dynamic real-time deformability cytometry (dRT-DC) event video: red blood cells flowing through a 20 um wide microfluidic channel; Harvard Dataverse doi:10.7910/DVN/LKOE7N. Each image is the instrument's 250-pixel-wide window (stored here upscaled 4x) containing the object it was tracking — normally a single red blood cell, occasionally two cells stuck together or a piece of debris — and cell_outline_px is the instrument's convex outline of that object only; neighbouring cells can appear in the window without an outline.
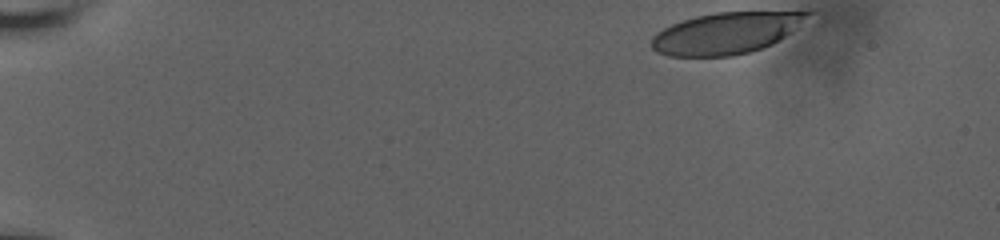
{"species": "human", "species_latin": "Homo sapiens", "temperature_condition": "room temperature", "stored_images_in_passage": 45, "camera_frame_rate_fps": 3000, "um_per_image_px": 0.085, "donor": {"sex": "male"}, "frame": {"image": 1, "passage_image": 1, "time_ms": 0.0, "image_size_px": [1000, 240], "cell_outline_px": [[816, 12], [784, 36], [772, 44], [748, 52], [732, 56], [668, 56], [656, 52], [652, 48], [652, 36], [656, 32], [672, 24], [696, 16], [716, 12]], "centroid_in_image_um": [61.67, 2.82], "position_along_channel_um": 23.3, "area_um2": 37.22}}
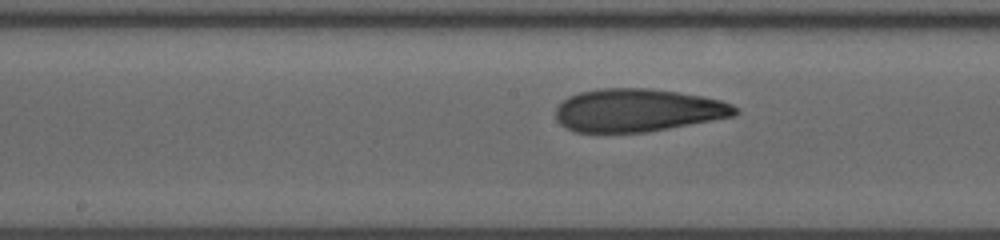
{"frame": {"image": 2, "passage_image": 26, "time_ms": 8.333, "image_size_px": [1000, 240], "cell_outline_px": [[740, 112], [736, 116], [668, 128], [644, 132], [576, 132], [560, 124], [556, 120], [556, 108], [568, 96], [580, 92], [600, 88], [648, 88], [676, 92], [700, 96], [720, 100], [732, 104], [740, 108]], "centroid_in_image_um": [54.22, 9.37], "position_along_channel_um": 194.0, "area_um2": 44.8}}
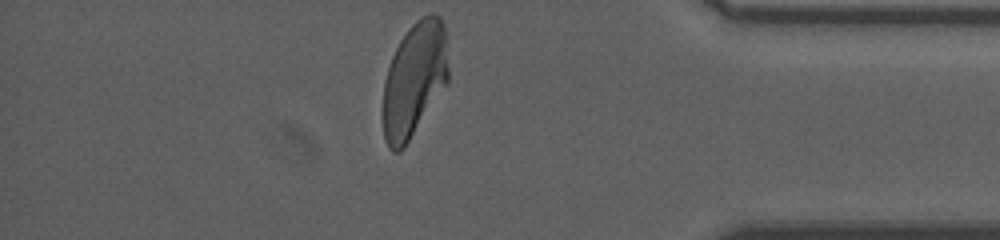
{"frame": {"image": 3, "passage_image": 45, "time_ms": 14.667, "image_size_px": [1000, 240], "cell_outline_px": [[448, 84], [404, 148], [400, 152], [392, 152], [388, 148], [384, 140], [384, 80], [392, 56], [400, 40], [408, 28], [416, 20], [428, 12], [432, 12], [440, 16], [444, 24], [448, 72]], "centroid_in_image_um": [35.23, 6.77], "position_along_channel_um": 400.0, "area_um2": 43.93}, "authors_computed_cell_mechanics": {"area_um2": 44.1014, "velocity_mm_per_s": 3.6316, "shape_relaxation_time_tau1_ms": 6.5031, "shape_relaxation_time_tau2_ms": 1.6342, "deformation_change_tau1": 0.2284, "deformation_change_tau2": 0.0905}}